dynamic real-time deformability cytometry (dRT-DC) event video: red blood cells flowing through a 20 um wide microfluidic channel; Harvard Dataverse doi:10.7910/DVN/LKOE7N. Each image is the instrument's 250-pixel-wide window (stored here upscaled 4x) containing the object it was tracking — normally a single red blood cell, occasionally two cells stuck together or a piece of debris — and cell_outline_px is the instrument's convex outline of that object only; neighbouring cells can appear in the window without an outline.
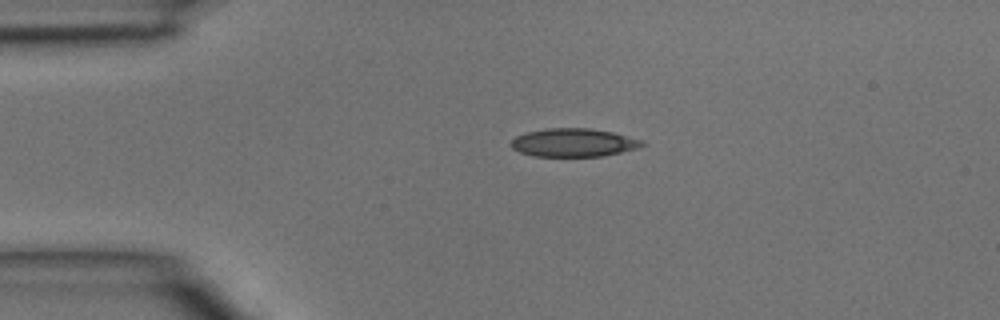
{"species": "common noctule bat (a hibernating species)", "species_latin": "Nyctalus noctula", "temperature_condition": "room temperature", "stored_images_in_passage": 3, "camera_frame_rate_fps": 3000, "um_per_image_px": 0.085, "animal": {"sex": "male", "body_mass_g": 15.6}, "frame": {"image": 1, "passage_image": 1, "time_ms": 0.0, "image_size_px": [1000, 320], "cell_outline_px": [[644, 144], [636, 148], [620, 152], [600, 156], [532, 156], [520, 152], [512, 148], [512, 140], [516, 136], [528, 132], [548, 128], [588, 128], [612, 132], [644, 140]], "centroid_in_image_um": [48.75, 12.12], "position_along_channel_um": 36.3, "area_um2": 21.33}}
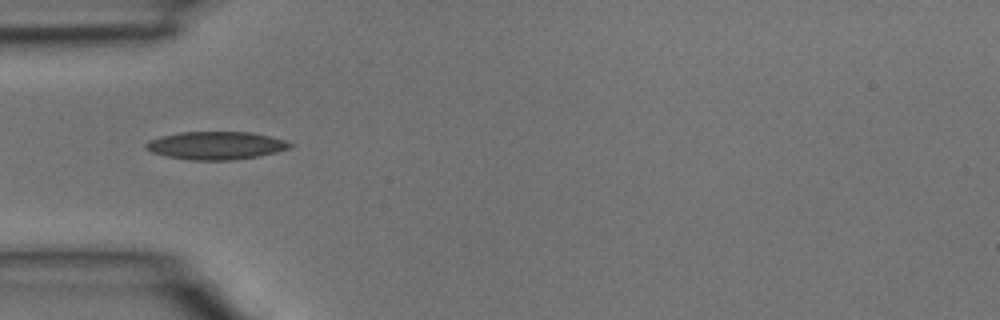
{"frame": {"image": 2, "passage_image": 2, "time_ms": 0.333, "image_size_px": [1000, 320], "cell_outline_px": [[292, 144], [288, 148], [276, 152], [260, 156], [232, 160], [192, 160], [168, 156], [152, 152], [144, 148], [144, 144], [148, 140], [160, 136], [180, 132], [252, 132], [284, 140]], "centroid_in_image_um": [18.31, 12.36], "position_along_channel_um": 66.7, "area_um2": 23.35}}